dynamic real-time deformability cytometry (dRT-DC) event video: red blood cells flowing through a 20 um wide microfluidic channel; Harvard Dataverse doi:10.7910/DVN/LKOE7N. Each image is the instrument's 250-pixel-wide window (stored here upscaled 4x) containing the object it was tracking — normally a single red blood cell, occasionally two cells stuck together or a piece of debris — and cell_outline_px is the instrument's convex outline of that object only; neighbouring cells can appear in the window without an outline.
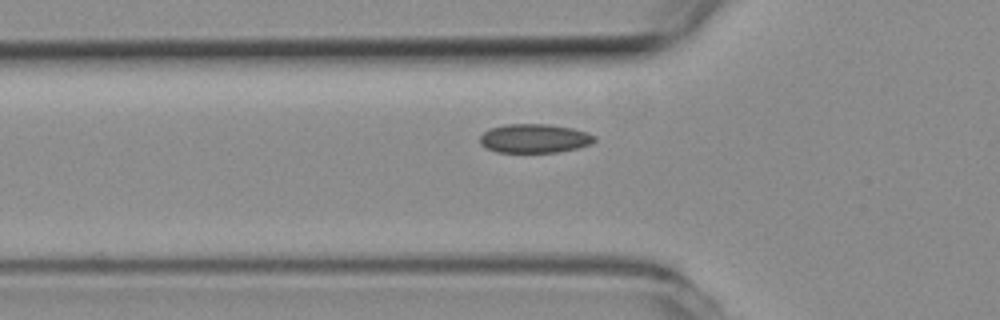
{"species": "common noctule bat (a hibernating species)", "species_latin": "Nyctalus noctula", "temperature_condition": "room temperature", "stored_images_in_passage": 40, "camera_frame_rate_fps": 3000, "um_per_image_px": 0.085, "animal": {"sex": "female", "body_mass_g": 19.3, "forearm_length_mm": 54.1}, "frame": {"image": 1, "passage_image": 7, "time_ms": 2.0, "image_size_px": [1000, 320], "cell_outline_px": [[596, 140], [592, 144], [576, 148], [556, 152], [496, 152], [480, 144], [480, 136], [484, 132], [492, 128], [504, 124], [548, 124], [572, 128], [596, 136]], "centroid_in_image_um": [45.43, 11.76], "position_along_channel_um": 80.4, "area_um2": 19.19}}
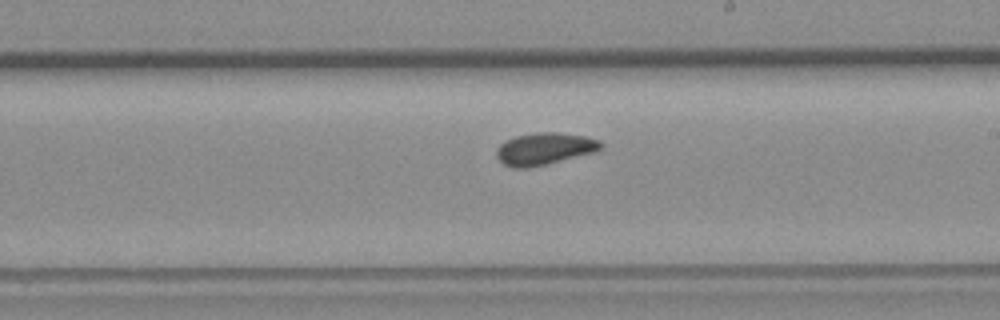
{"frame": {"image": 2, "passage_image": 20, "time_ms": 6.333, "image_size_px": [1000, 320], "cell_outline_px": [[604, 148], [596, 152], [548, 164], [528, 168], [512, 168], [504, 164], [496, 156], [496, 152], [500, 144], [504, 140], [516, 136], [540, 132], [556, 132], [584, 136], [600, 140], [604, 144]], "centroid_in_image_um": [46.32, 12.65], "position_along_channel_um": 242.7, "area_um2": 19.71}}
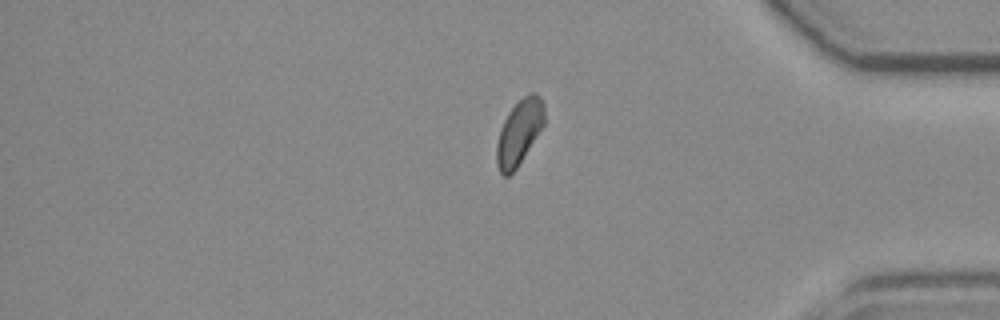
{"frame": {"image": 3, "passage_image": 34, "time_ms": 11.0, "image_size_px": [1000, 320], "cell_outline_px": [[544, 124], [516, 168], [508, 176], [504, 176], [500, 172], [496, 164], [496, 144], [500, 128], [508, 112], [528, 92], [536, 92], [540, 96], [544, 104]], "centroid_in_image_um": [44.12, 11.22], "position_along_channel_um": 391.1, "area_um2": 17.92}, "authors_computed_cell_mechanics": {"area_um2": 18.6694, "velocity_mm_per_s": 3.7471, "shape_relaxation_time_tau1_ms": 5.114, "shape_relaxation_time_tau2_ms": null, "deformation_change_tau1": 0.066, "deformation_change_tau2": null}}